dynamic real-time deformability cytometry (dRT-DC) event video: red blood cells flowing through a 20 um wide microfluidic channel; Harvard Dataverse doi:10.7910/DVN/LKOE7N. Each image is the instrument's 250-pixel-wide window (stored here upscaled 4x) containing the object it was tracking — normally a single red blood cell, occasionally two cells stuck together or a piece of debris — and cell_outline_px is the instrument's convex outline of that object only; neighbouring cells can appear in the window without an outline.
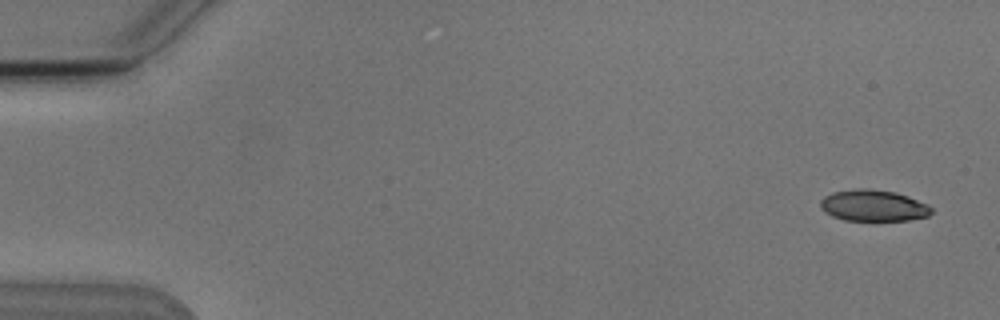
{"species": "Egyptian fruit bat (a non-hibernating species)", "species_latin": "Rousettus aegyptiacus", "temperature_condition": "cold", "stored_images_in_passage": 5, "camera_frame_rate_fps": 3000, "um_per_image_px": 0.085, "animal": {"sex": "male"}, "frame": {"image": 1, "passage_image": 1, "time_ms": 0.0, "image_size_px": [1000, 320], "cell_outline_px": [[932, 212], [928, 216], [908, 220], [844, 220], [832, 216], [824, 212], [820, 208], [820, 200], [824, 196], [832, 192], [856, 188], [868, 188], [896, 192], [908, 196], [928, 204], [932, 208]], "centroid_in_image_um": [74.21, 17.46], "position_along_channel_um": 10.8, "area_um2": 20.46}}